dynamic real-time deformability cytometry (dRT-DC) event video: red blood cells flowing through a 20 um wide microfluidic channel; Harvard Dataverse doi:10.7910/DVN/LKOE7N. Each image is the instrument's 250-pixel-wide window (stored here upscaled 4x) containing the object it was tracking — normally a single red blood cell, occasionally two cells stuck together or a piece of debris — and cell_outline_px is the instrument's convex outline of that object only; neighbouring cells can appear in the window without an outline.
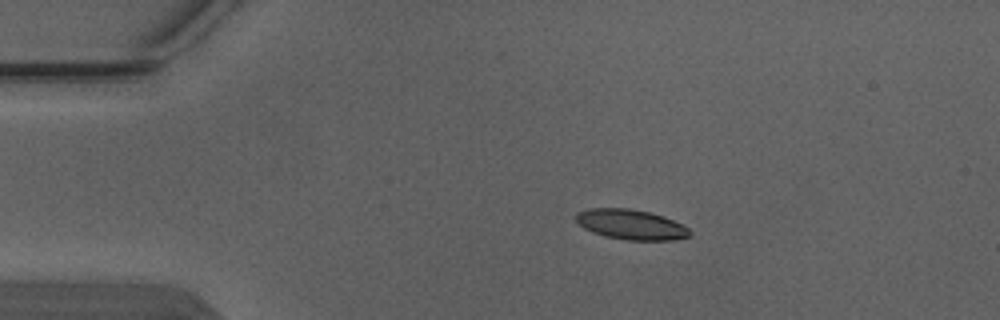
{"species": "Egyptian fruit bat (a non-hibernating species)", "species_latin": "Rousettus aegyptiacus", "temperature_condition": "warm", "stored_images_in_passage": 3, "camera_frame_rate_fps": 3000, "um_per_image_px": 0.085, "animal": {"sex": "male"}, "frame": {"image": 1, "passage_image": 1, "time_ms": 0.0, "image_size_px": [1000, 320], "cell_outline_px": [[692, 232], [688, 236], [672, 240], [628, 240], [604, 236], [592, 232], [584, 228], [576, 220], [576, 212], [588, 208], [628, 208], [648, 212], [664, 216], [688, 228]], "centroid_in_image_um": [53.6, 19.08], "position_along_channel_um": 31.4, "area_um2": 19.83}}
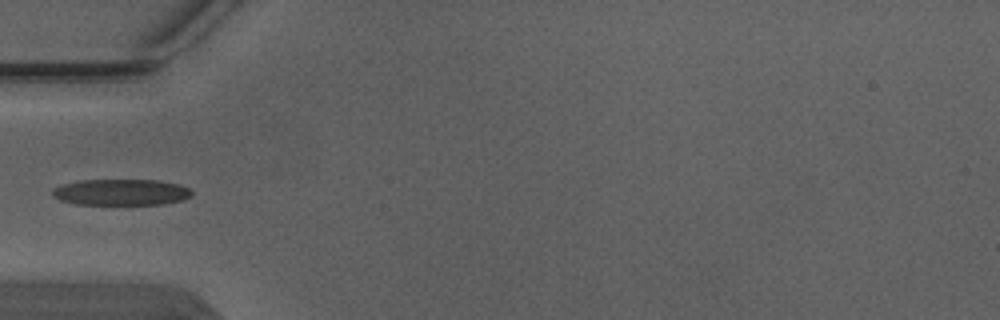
{"frame": {"image": 2, "passage_image": 3, "time_ms": 0.667, "image_size_px": [1000, 320], "cell_outline_px": [[192, 196], [184, 200], [164, 204], [76, 204], [60, 200], [52, 196], [52, 192], [56, 188], [64, 184], [80, 180], [156, 180], [180, 184], [192, 188]], "centroid_in_image_um": [10.37, 16.34], "position_along_channel_um": 74.6, "area_um2": 21.33}}